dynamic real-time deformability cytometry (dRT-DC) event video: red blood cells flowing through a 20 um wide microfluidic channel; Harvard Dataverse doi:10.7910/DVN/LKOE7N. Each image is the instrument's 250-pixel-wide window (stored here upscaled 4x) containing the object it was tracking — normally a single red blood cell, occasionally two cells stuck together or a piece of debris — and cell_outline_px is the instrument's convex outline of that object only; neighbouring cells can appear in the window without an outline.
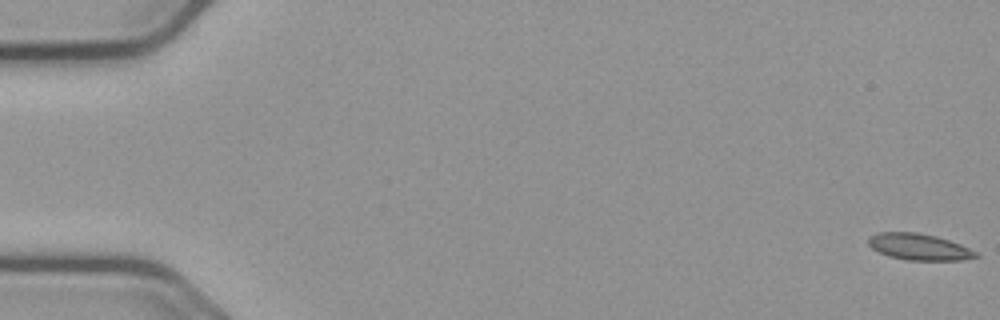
{"species": "common noctule bat (a hibernating species)", "species_latin": "Nyctalus noctula", "temperature_condition": "cold", "stored_images_in_passage": 58, "camera_frame_rate_fps": 3000, "um_per_image_px": 0.085, "animal": {"sex": "male", "body_mass_g": 23.1, "forearm_length_mm": 52.7}, "frame": {"image": 1, "passage_image": 1, "time_ms": 0.0, "image_size_px": [1000, 320], "cell_outline_px": [[980, 256], [964, 260], [908, 260], [892, 256], [880, 252], [872, 248], [868, 244], [868, 236], [880, 232], [916, 232], [936, 236], [960, 244], [976, 252]], "centroid_in_image_um": [78.12, 20.97], "position_along_channel_um": 6.9, "area_um2": 16.36}}
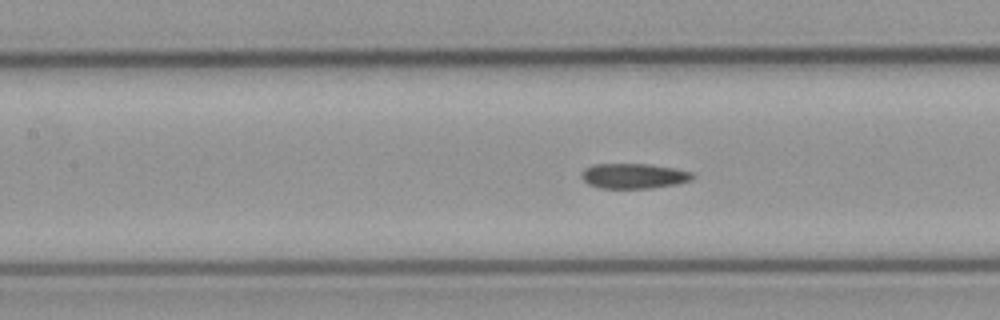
{"frame": {"image": 2, "passage_image": 26, "time_ms": 8.333, "image_size_px": [1000, 320], "cell_outline_px": [[696, 176], [692, 180], [680, 184], [652, 188], [600, 188], [588, 184], [580, 176], [584, 168], [592, 164], [648, 164], [672, 168], [692, 172]], "centroid_in_image_um": [53.88, 14.96], "position_along_channel_um": 153.5, "area_um2": 16.42}}
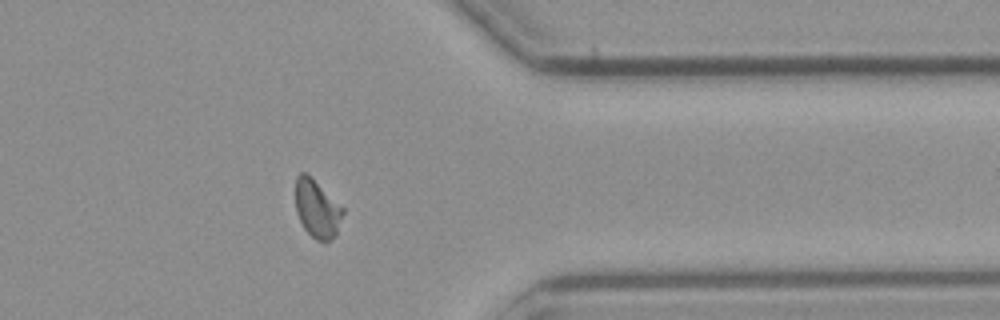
{"frame": {"image": 3, "passage_image": 46, "time_ms": 15.0, "image_size_px": [1000, 320], "cell_outline_px": [[344, 212], [336, 236], [324, 244], [316, 240], [304, 228], [296, 212], [296, 176], [300, 172], [304, 172], [312, 176], [344, 208]], "centroid_in_image_um": [26.97, 17.75], "position_along_channel_um": 384.4, "area_um2": 16.3}, "authors_computed_cell_mechanics": {"area_um2": 16.2996, "velocity_mm_per_s": 3.656, "shape_relaxation_time_tau1_ms": null, "shape_relaxation_time_tau2_ms": 1.8473, "deformation_change_tau1": null, "deformation_change_tau2": 0.054}}